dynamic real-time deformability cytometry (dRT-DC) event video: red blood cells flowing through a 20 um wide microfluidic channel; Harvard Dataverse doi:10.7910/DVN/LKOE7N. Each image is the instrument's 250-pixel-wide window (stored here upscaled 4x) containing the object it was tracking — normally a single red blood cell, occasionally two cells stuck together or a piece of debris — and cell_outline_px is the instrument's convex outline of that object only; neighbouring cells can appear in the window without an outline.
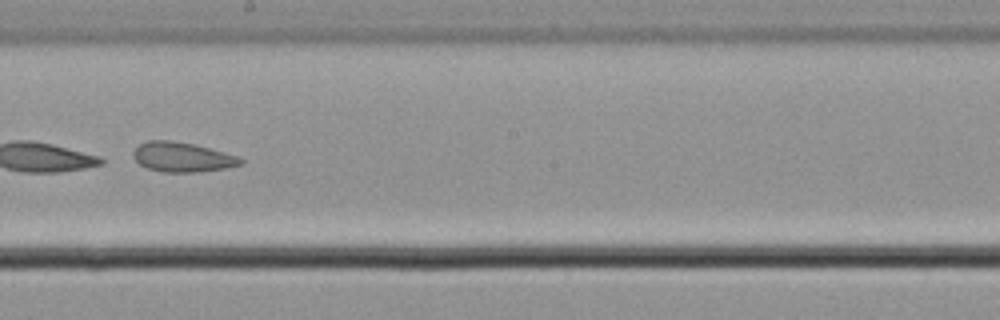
{"species": "common noctule bat (a hibernating species)", "species_latin": "Nyctalus noctula", "temperature_condition": "cold", "stored_images_in_passage": 54, "camera_frame_rate_fps": 3000, "um_per_image_px": 0.085, "animal": {"sex": "male", "body_mass_g": 21.5, "forearm_length_mm": 52.0}, "frame": {"image": 1, "passage_image": 31, "time_ms": 10.0, "image_size_px": [1000, 320], "cell_outline_px": [[244, 164], [228, 168], [196, 172], [164, 172], [148, 168], [140, 164], [132, 156], [132, 152], [140, 144], [148, 140], [168, 140], [192, 144], [208, 148], [236, 156], [244, 160]], "centroid_in_image_um": [15.49, 13.36], "position_along_channel_um": 232.7, "area_um2": 18.38}}